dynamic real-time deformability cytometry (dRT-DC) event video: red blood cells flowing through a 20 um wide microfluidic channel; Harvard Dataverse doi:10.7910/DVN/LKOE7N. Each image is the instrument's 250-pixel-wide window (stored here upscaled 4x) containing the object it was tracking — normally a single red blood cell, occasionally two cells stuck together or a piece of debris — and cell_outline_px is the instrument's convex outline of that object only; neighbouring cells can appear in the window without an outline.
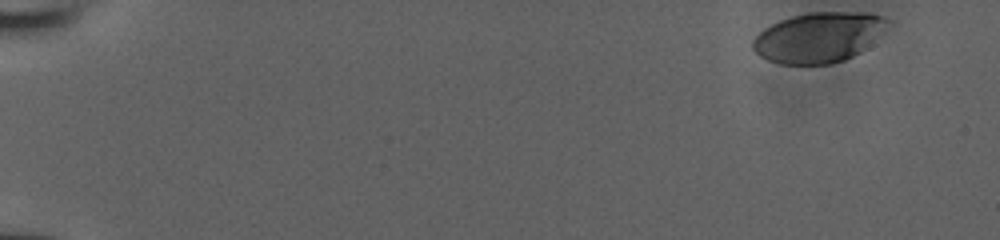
{"species": "human", "species_latin": "Homo sapiens", "temperature_condition": "room temperature", "stored_images_in_passage": 8, "camera_frame_rate_fps": 3000, "um_per_image_px": 0.085, "donor": {"sex": "male"}, "frame": {"image": 1, "passage_image": 1, "time_ms": 0.0, "image_size_px": [1000, 240], "cell_outline_px": [[892, 20], [852, 56], [844, 60], [828, 64], [780, 64], [768, 60], [760, 56], [752, 48], [752, 40], [764, 28], [780, 20], [792, 16], [808, 12], [860, 12], [884, 16]], "centroid_in_image_um": [69.49, 3.16], "position_along_channel_um": 15.5, "area_um2": 38.55}}
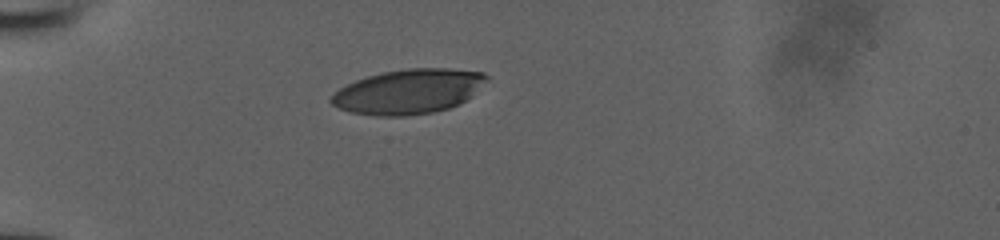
{"frame": {"image": 2, "passage_image": 6, "time_ms": 1.667, "image_size_px": [1000, 240], "cell_outline_px": [[488, 80], [472, 96], [460, 104], [448, 108], [432, 112], [404, 116], [376, 116], [348, 112], [332, 104], [328, 100], [340, 88], [356, 80], [380, 72], [408, 68], [448, 68], [484, 72], [488, 76]], "centroid_in_image_um": [34.74, 7.77], "position_along_channel_um": 50.3, "area_um2": 40.58}}
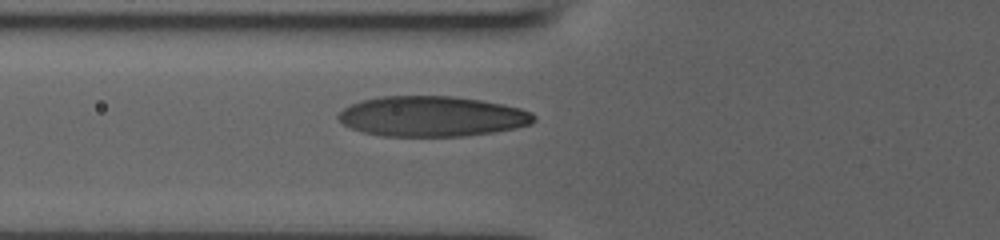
{"frame": {"image": 3, "passage_image": 8, "time_ms": 2.333, "image_size_px": [1000, 240], "cell_outline_px": [[536, 120], [532, 124], [516, 128], [492, 132], [464, 136], [384, 136], [364, 132], [352, 128], [344, 124], [336, 116], [344, 108], [352, 104], [364, 100], [380, 96], [456, 96], [480, 100], [520, 108], [532, 112], [536, 116]], "centroid_in_image_um": [36.75, 9.89], "position_along_channel_um": 89.0, "area_um2": 45.84}}